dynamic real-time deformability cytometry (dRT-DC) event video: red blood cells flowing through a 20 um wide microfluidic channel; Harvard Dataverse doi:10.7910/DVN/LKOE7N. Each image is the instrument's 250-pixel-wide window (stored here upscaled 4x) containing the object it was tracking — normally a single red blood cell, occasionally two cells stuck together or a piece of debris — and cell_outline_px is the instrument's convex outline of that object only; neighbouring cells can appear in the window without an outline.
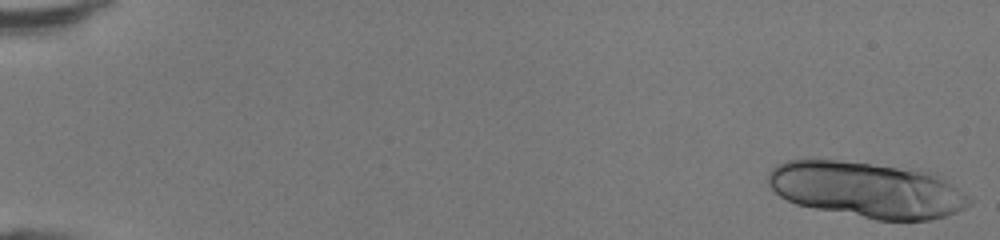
{"species": "human", "species_latin": "Homo sapiens", "temperature_condition": "room temperature", "stored_images_in_passage": 17, "camera_frame_rate_fps": 3000, "um_per_image_px": 0.085, "donor": {"sex": "female"}, "frame": {"image": 1, "passage_image": 1, "time_ms": 0.0, "image_size_px": [1000, 240], "cell_outline_px": [[972, 204], [956, 212], [944, 216], [928, 220], [876, 220], [796, 204], [780, 196], [768, 184], [768, 172], [776, 164], [784, 160], [836, 160], [868, 164], [928, 172], [944, 180], [968, 196], [972, 200]], "centroid_in_image_um": [73.64, 16.14], "position_along_channel_um": 11.4, "area_um2": 64.45}}